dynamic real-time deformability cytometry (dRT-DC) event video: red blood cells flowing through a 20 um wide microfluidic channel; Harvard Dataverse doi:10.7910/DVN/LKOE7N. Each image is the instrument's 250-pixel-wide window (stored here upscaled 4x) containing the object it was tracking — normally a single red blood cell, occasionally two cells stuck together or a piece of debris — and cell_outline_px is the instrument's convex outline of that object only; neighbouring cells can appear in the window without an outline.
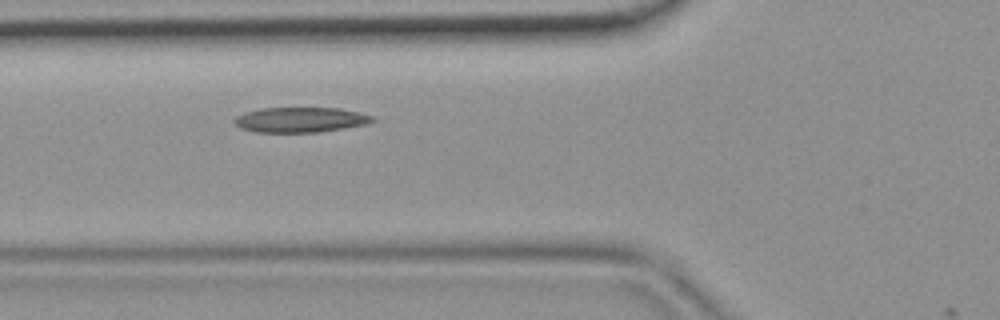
{"species": "common noctule bat (a hibernating species)", "species_latin": "Nyctalus noctula", "temperature_condition": "room temperature", "stored_images_in_passage": 13, "camera_frame_rate_fps": 3000, "um_per_image_px": 0.085, "animal": {"sex": "female", "body_mass_g": 19.9}, "frame": {"image": 1, "passage_image": 12, "time_ms": 3.667, "image_size_px": [1000, 320], "cell_outline_px": [[376, 120], [368, 124], [344, 128], [316, 132], [256, 132], [240, 128], [232, 120], [236, 116], [244, 112], [260, 108], [340, 108], [360, 112], [376, 116]], "centroid_in_image_um": [25.56, 10.17], "position_along_channel_um": 100.2, "area_um2": 20.4}}